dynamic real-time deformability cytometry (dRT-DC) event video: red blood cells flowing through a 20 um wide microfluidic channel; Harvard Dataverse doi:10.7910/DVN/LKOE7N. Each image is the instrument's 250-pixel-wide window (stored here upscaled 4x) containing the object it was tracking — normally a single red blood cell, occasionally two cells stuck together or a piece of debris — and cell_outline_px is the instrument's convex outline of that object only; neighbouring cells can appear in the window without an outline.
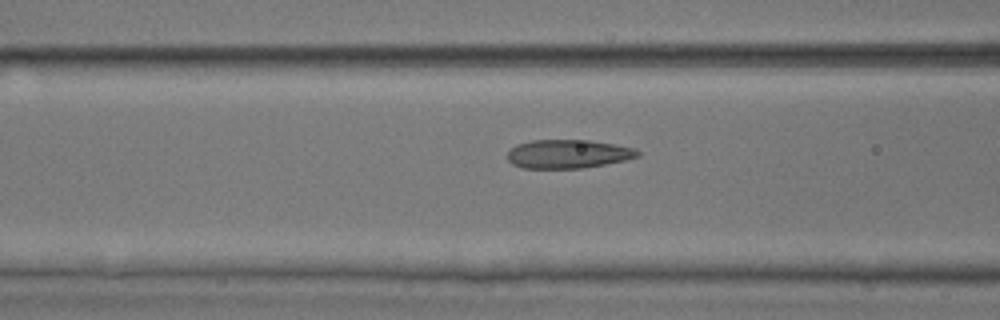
{"species": "common noctule bat (a hibernating species)", "species_latin": "Nyctalus noctula", "temperature_condition": "room temperature", "stored_images_in_passage": 31, "camera_frame_rate_fps": 3000, "um_per_image_px": 0.085, "animal": {"sex": "male", "body_mass_g": 17.9, "forearm_length_mm": 54.2}, "frame": {"image": 1, "passage_image": 22, "time_ms": 7.0, "image_size_px": [1000, 320], "cell_outline_px": [[640, 156], [628, 160], [584, 168], [520, 168], [512, 164], [508, 160], [508, 152], [516, 144], [532, 140], [588, 140], [616, 144], [636, 148], [640, 152]], "centroid_in_image_um": [48.32, 13.09], "position_along_channel_um": 118.3, "area_um2": 22.02}}
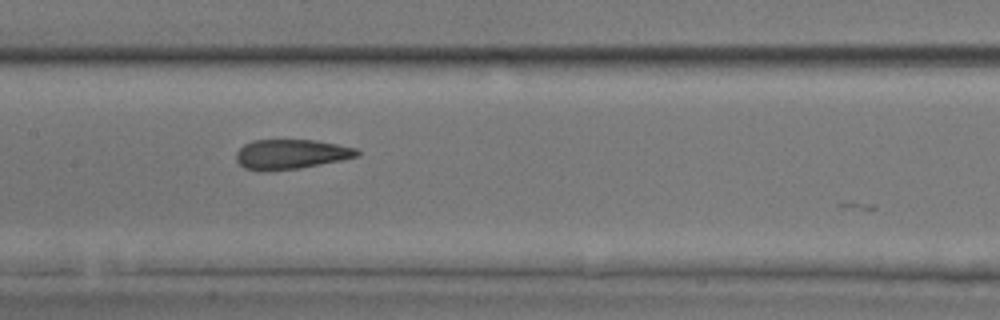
{"frame": {"image": 2, "passage_image": 27, "time_ms": 8.667, "image_size_px": [1000, 320], "cell_outline_px": [[360, 156], [300, 168], [260, 172], [244, 168], [236, 160], [236, 152], [244, 144], [252, 140], [316, 140], [356, 148], [360, 152]], "centroid_in_image_um": [24.7, 13.11], "position_along_channel_um": 182.7, "area_um2": 21.04}}